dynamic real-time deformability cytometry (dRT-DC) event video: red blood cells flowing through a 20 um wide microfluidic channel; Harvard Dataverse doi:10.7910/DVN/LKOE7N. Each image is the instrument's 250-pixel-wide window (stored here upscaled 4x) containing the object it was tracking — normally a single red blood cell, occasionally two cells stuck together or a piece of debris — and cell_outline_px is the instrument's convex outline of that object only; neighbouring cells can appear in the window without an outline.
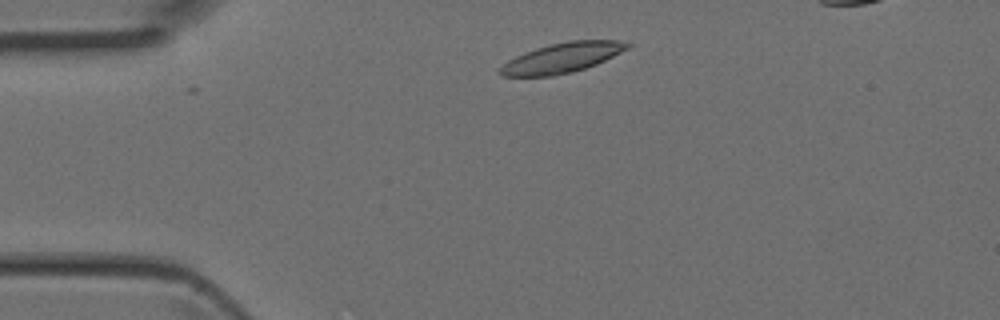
{"species": "Egyptian fruit bat (a non-hibernating species)", "species_latin": "Rousettus aegyptiacus", "temperature_condition": "room temperature", "stored_images_in_passage": 4, "camera_frame_rate_fps": 3000, "um_per_image_px": 0.085, "animal": {"sex": "female"}, "frame": {"image": 1, "passage_image": 1, "time_ms": 0.0, "image_size_px": [1000, 320], "cell_outline_px": [[632, 44], [628, 48], [596, 64], [572, 72], [552, 76], [500, 76], [496, 72], [508, 60], [524, 52], [536, 48], [568, 40], [620, 40]], "centroid_in_image_um": [47.75, 4.91], "position_along_channel_um": 37.3, "area_um2": 22.08}}